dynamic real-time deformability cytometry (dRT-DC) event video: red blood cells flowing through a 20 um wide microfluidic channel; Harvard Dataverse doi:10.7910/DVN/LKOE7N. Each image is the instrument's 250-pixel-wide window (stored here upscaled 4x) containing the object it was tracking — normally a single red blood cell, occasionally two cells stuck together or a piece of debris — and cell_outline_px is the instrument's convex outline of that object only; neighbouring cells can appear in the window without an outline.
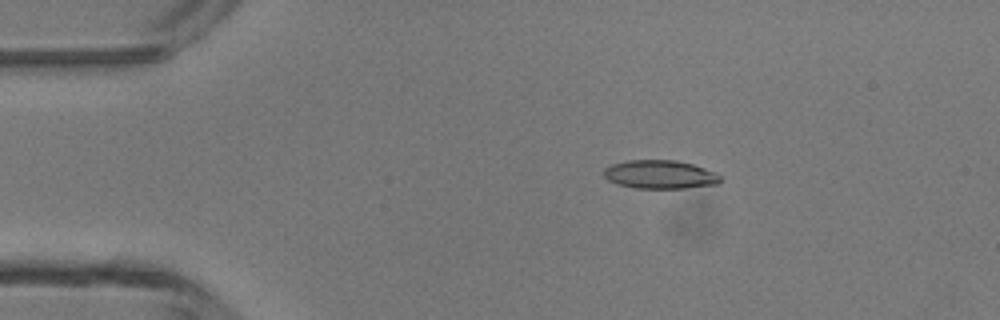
{"species": "common noctule bat (a hibernating species)", "species_latin": "Nyctalus noctula", "temperature_condition": "room temperature", "stored_images_in_passage": 6, "camera_frame_rate_fps": 3000, "um_per_image_px": 0.085, "animal": {"sex": "male", "body_mass_g": 13.3}, "frame": {"image": 1, "passage_image": 3, "time_ms": 2.333, "image_size_px": [1000, 320], "cell_outline_px": [[720, 184], [684, 188], [636, 188], [620, 184], [608, 180], [604, 176], [604, 168], [612, 164], [628, 160], [676, 160], [692, 164], [716, 172], [720, 176]], "centroid_in_image_um": [56.12, 14.83], "position_along_channel_um": 28.9, "area_um2": 19.31}}
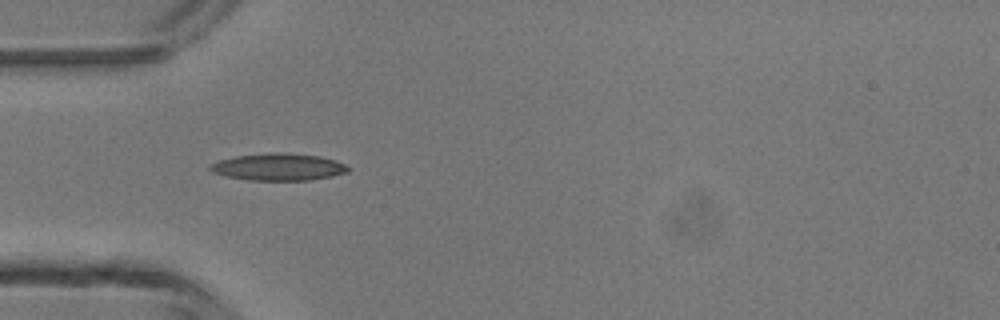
{"frame": {"image": 2, "passage_image": 5, "time_ms": 4.333, "image_size_px": [1000, 320], "cell_outline_px": [[348, 172], [332, 176], [308, 180], [248, 180], [224, 176], [212, 172], [208, 168], [212, 164], [220, 160], [236, 156], [268, 152], [284, 152], [320, 156], [336, 160], [344, 164], [348, 168]], "centroid_in_image_um": [23.66, 14.18], "position_along_channel_um": 61.3, "area_um2": 21.79}}
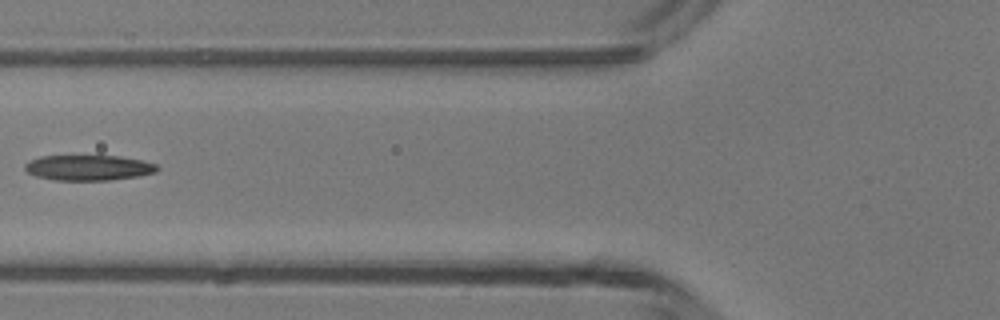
{"frame": {"image": 3, "passage_image": 6, "time_ms": 5.667, "image_size_px": [1000, 320], "cell_outline_px": [[160, 168], [156, 172], [136, 176], [108, 180], [56, 180], [36, 176], [28, 172], [24, 168], [24, 164], [40, 156], [120, 156], [140, 160], [156, 164]], "centroid_in_image_um": [7.52, 14.25], "position_along_channel_um": 118.3, "area_um2": 19.36}}